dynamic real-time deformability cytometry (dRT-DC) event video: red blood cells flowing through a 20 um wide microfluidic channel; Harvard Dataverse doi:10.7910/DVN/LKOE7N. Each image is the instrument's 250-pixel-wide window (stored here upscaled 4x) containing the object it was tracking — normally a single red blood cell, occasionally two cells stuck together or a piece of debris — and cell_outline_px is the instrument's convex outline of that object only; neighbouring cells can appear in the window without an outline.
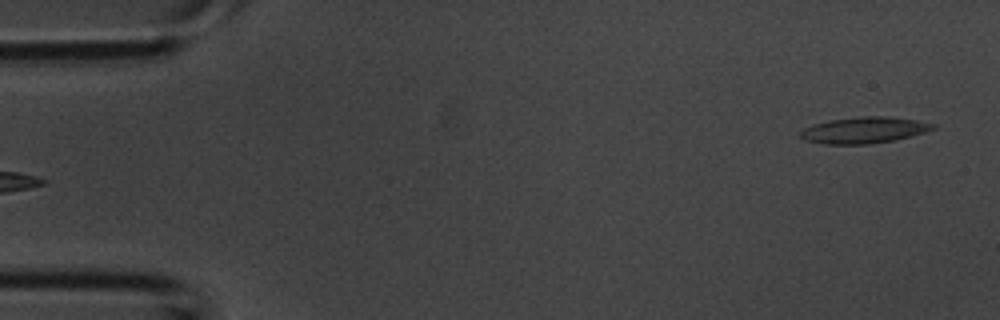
{"species": "common noctule bat (a hibernating species)", "species_latin": "Nyctalus noctula", "temperature_condition": "room temperature", "stored_images_in_passage": 3, "camera_frame_rate_fps": 3000, "um_per_image_px": 0.085, "animal": {"sex": "male", "body_mass_g": 20.1, "forearm_length_mm": 53.5}, "frame": {"image": 1, "passage_image": 3, "time_ms": 0.667, "image_size_px": [1000, 320], "cell_outline_px": [[936, 128], [924, 132], [896, 140], [868, 144], [824, 144], [808, 140], [800, 136], [800, 132], [804, 128], [812, 124], [828, 120], [864, 116], [892, 116], [916, 120], [936, 124]], "centroid_in_image_um": [73.47, 11.05], "position_along_channel_um": 11.5, "area_um2": 20.29}}